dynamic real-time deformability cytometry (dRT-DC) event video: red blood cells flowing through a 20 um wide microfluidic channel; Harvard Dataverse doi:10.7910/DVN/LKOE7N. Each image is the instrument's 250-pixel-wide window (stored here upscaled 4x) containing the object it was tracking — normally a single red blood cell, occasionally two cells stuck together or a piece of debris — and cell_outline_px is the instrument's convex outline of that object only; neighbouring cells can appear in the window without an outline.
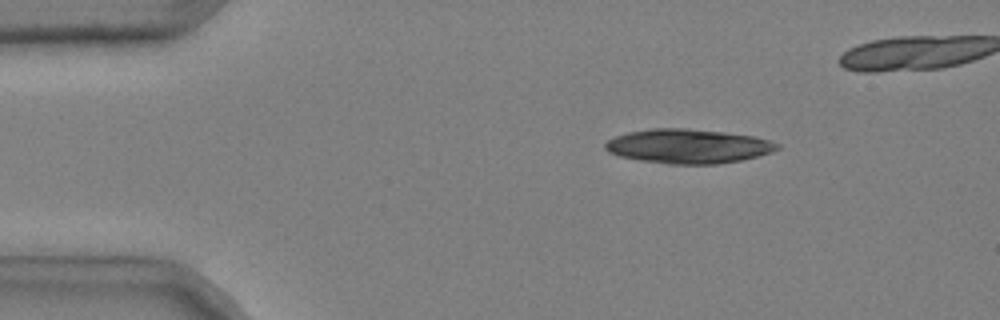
{"species": "common noctule bat (a hibernating species)", "species_latin": "Nyctalus noctula", "temperature_condition": "cold", "stored_images_in_passage": 47, "camera_frame_rate_fps": 3000, "um_per_image_px": 0.085, "animal": {"sex": "male", "body_mass_g": 20.4}, "frame": {"image": 1, "passage_image": 8, "time_ms": 2.333, "image_size_px": [1000, 320], "cell_outline_px": [[780, 148], [772, 152], [740, 160], [716, 164], [668, 164], [640, 160], [620, 156], [608, 152], [604, 148], [604, 144], [608, 140], [616, 136], [628, 132], [652, 128], [688, 128], [724, 132], [752, 136], [768, 140], [780, 144]], "centroid_in_image_um": [58.47, 12.42], "position_along_channel_um": 26.5, "area_um2": 34.28}}
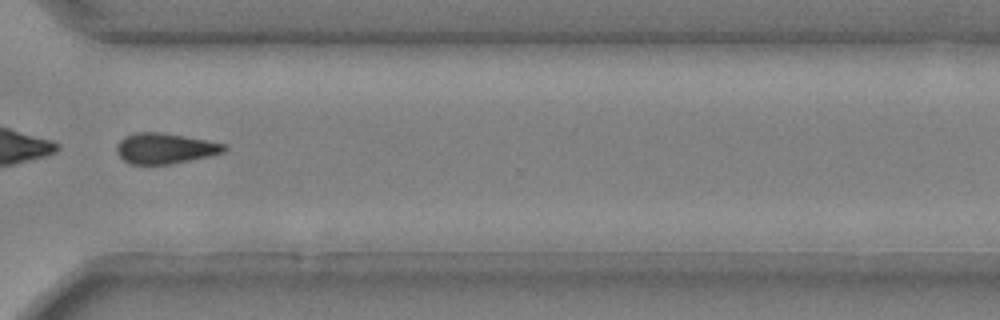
{"frame": {"image": 2, "passage_image": 40, "time_ms": 13.0, "image_size_px": [1000, 320], "cell_outline_px": [[228, 148], [224, 152], [208, 156], [172, 164], [128, 164], [116, 152], [116, 144], [124, 136], [136, 132], [160, 132], [208, 140], [228, 144]], "centroid_in_image_um": [14.03, 12.61], "position_along_channel_um": 356.6, "area_um2": 19.31}}